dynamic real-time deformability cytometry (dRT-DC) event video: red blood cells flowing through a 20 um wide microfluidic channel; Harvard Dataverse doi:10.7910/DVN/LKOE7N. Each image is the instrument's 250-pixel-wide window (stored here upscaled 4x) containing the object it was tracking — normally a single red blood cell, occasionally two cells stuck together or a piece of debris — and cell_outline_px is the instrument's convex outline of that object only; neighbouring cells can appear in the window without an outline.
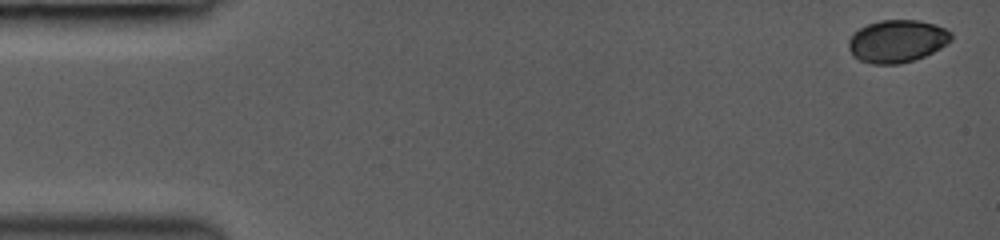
{"species": "common noctule bat (a hibernating species)", "species_latin": "Nyctalus noctula", "temperature_condition": "room temperature", "stored_images_in_passage": 7, "camera_frame_rate_fps": 3000, "um_per_image_px": 0.085, "animal": {"sex": "female", "body_mass_g": 19.0, "forearm_length_mm": 53.3}, "frame": {"image": 1, "passage_image": 1, "time_ms": 0.0, "image_size_px": [1000, 240], "cell_outline_px": [[952, 40], [948, 44], [924, 56], [900, 64], [872, 64], [860, 60], [852, 56], [848, 48], [848, 40], [860, 28], [868, 24], [880, 20], [920, 20], [936, 24], [952, 32]], "centroid_in_image_um": [76.27, 3.5], "position_along_channel_um": 8.7, "area_um2": 25.55}}
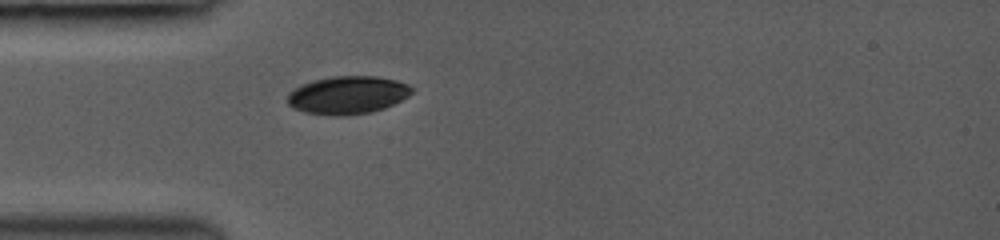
{"frame": {"image": 2, "passage_image": 6, "time_ms": 4.333, "image_size_px": [1000, 240], "cell_outline_px": [[412, 92], [408, 96], [384, 108], [372, 112], [344, 116], [332, 116], [304, 112], [292, 108], [288, 104], [288, 92], [300, 84], [312, 80], [332, 76], [376, 76], [396, 80], [408, 84], [412, 88]], "centroid_in_image_um": [29.51, 8.08], "position_along_channel_um": 55.5, "area_um2": 27.69}}